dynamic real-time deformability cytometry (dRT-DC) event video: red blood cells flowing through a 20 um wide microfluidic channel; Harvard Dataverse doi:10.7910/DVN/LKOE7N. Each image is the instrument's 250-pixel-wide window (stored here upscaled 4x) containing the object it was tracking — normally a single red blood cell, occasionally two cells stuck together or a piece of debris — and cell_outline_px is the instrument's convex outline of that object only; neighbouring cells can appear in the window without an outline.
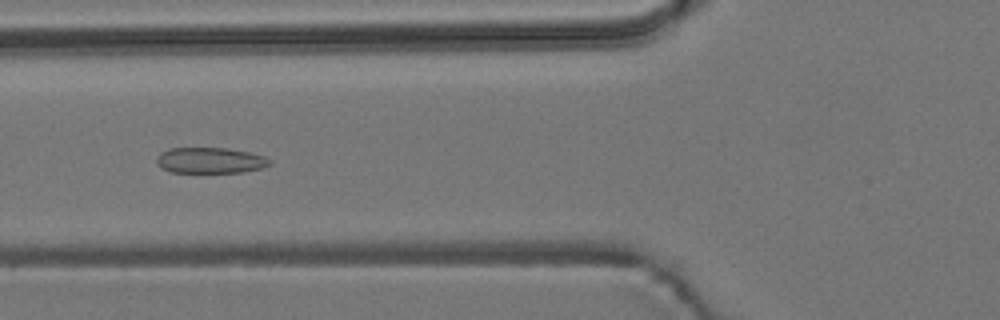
{"species": "common noctule bat (a hibernating species)", "species_latin": "Nyctalus noctula", "temperature_condition": "room temperature", "stored_images_in_passage": 9, "camera_frame_rate_fps": 3000, "um_per_image_px": 0.085, "animal": {"sex": "male", "body_mass_g": 19.2, "forearm_length_mm": 51.8}, "frame": {"image": 1, "passage_image": 6, "time_ms": 6.667, "image_size_px": [1000, 320], "cell_outline_px": [[272, 164], [260, 168], [244, 172], [172, 172], [160, 168], [156, 164], [156, 160], [160, 152], [168, 148], [224, 148], [248, 152], [264, 156], [272, 160]], "centroid_in_image_um": [17.84, 13.63], "position_along_channel_um": 108.0, "area_um2": 17.05}}
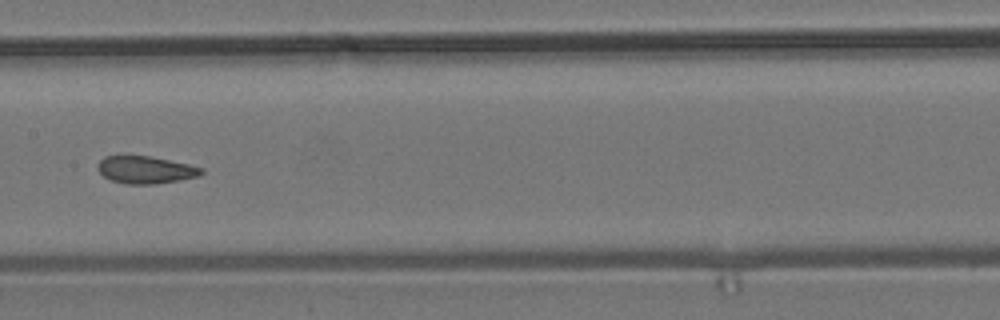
{"frame": {"image": 2, "passage_image": 8, "time_ms": 9.0, "image_size_px": [1000, 320], "cell_outline_px": [[204, 172], [200, 176], [180, 180], [156, 184], [128, 184], [112, 180], [104, 176], [96, 168], [96, 164], [104, 156], [152, 156], [188, 164], [204, 168]], "centroid_in_image_um": [12.39, 14.43], "position_along_channel_um": 195.0, "area_um2": 16.65}}
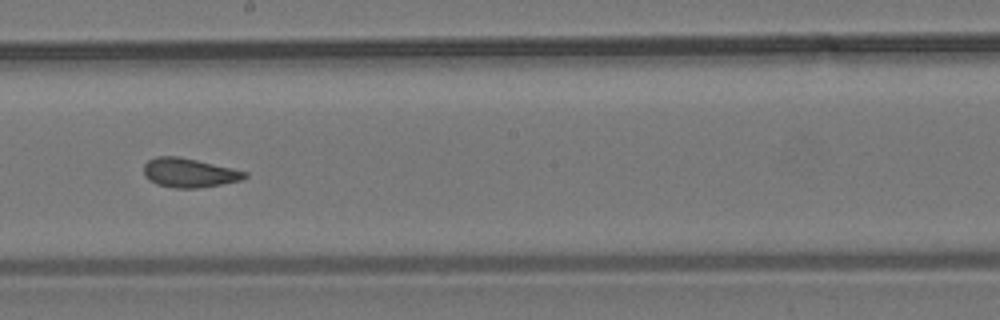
{"frame": {"image": 3, "passage_image": 9, "time_ms": 10.0, "image_size_px": [1000, 320], "cell_outline_px": [[248, 176], [240, 180], [220, 184], [196, 188], [176, 188], [156, 184], [148, 180], [144, 176], [144, 164], [148, 160], [156, 156], [180, 156], [232, 168], [248, 172]], "centroid_in_image_um": [16.04, 14.67], "position_along_channel_um": 232.2, "area_um2": 17.17}}